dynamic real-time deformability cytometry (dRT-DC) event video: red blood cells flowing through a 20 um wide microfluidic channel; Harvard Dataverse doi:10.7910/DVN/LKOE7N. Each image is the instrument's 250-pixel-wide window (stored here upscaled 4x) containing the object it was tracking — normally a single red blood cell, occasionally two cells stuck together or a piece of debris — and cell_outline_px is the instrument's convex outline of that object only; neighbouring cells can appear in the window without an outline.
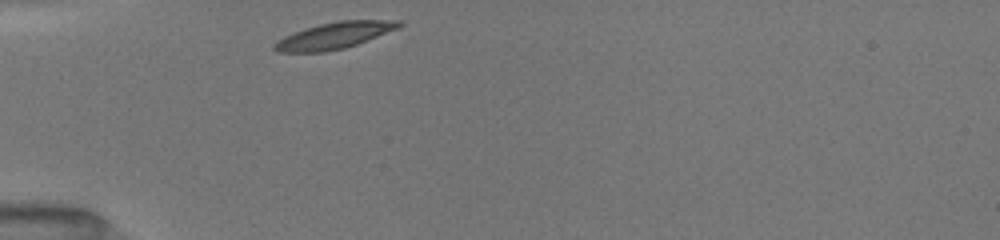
{"species": "common noctule bat (a hibernating species)", "species_latin": "Nyctalus noctula", "temperature_condition": "room temperature", "stored_images_in_passage": 30, "camera_frame_rate_fps": 3000, "um_per_image_px": 0.085, "animal": {"sex": "female", "body_mass_g": 19.5, "forearm_length_mm": 54.1}, "frame": {"image": 1, "passage_image": 1, "time_ms": 0.0, "image_size_px": [1000, 240], "cell_outline_px": [[404, 24], [396, 28], [368, 40], [344, 48], [324, 52], [276, 52], [272, 48], [272, 44], [284, 36], [304, 28], [320, 24], [340, 20], [404, 20]], "centroid_in_image_um": [28.38, 3.02], "position_along_channel_um": 56.6, "area_um2": 19.19}}
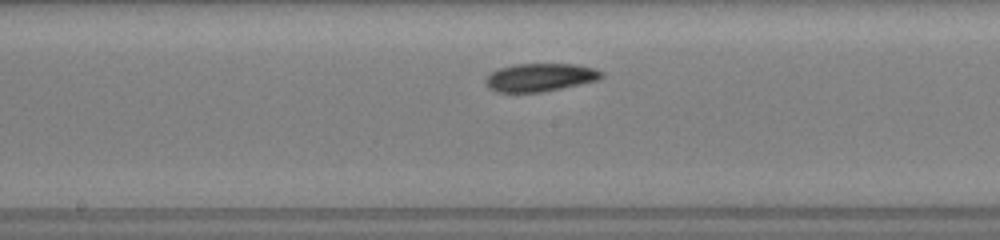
{"frame": {"image": 2, "passage_image": 13, "time_ms": 4.0, "image_size_px": [1000, 240], "cell_outline_px": [[604, 76], [600, 80], [540, 92], [496, 92], [488, 88], [484, 80], [492, 72], [500, 68], [516, 64], [576, 64], [596, 68], [604, 72]], "centroid_in_image_um": [45.95, 6.57], "position_along_channel_um": 202.3, "area_um2": 19.02}}
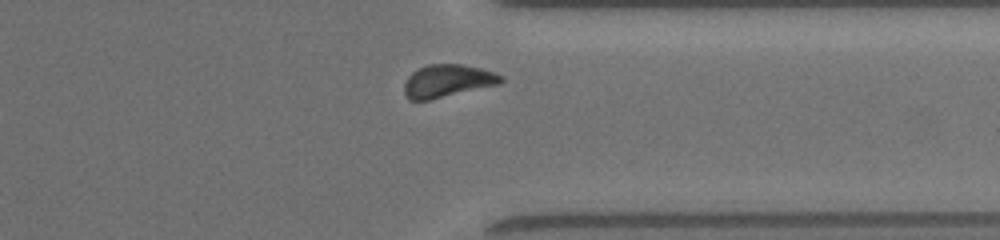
{"frame": {"image": 3, "passage_image": 26, "time_ms": 8.333, "image_size_px": [1000, 240], "cell_outline_px": [[504, 80], [500, 84], [428, 100], [408, 100], [404, 92], [404, 84], [408, 76], [412, 72], [428, 64], [460, 64], [480, 68], [504, 76]], "centroid_in_image_um": [38.03, 6.88], "position_along_channel_um": 373.4, "area_um2": 18.32}, "authors_computed_cell_mechanics": {"area_um2": 18.7561, "velocity_mm_per_s": 3.9607, "shape_relaxation_time_tau1_ms": 2.3819, "shape_relaxation_time_tau2_ms": null, "deformation_change_tau1": 0.0904, "deformation_change_tau2": null}}